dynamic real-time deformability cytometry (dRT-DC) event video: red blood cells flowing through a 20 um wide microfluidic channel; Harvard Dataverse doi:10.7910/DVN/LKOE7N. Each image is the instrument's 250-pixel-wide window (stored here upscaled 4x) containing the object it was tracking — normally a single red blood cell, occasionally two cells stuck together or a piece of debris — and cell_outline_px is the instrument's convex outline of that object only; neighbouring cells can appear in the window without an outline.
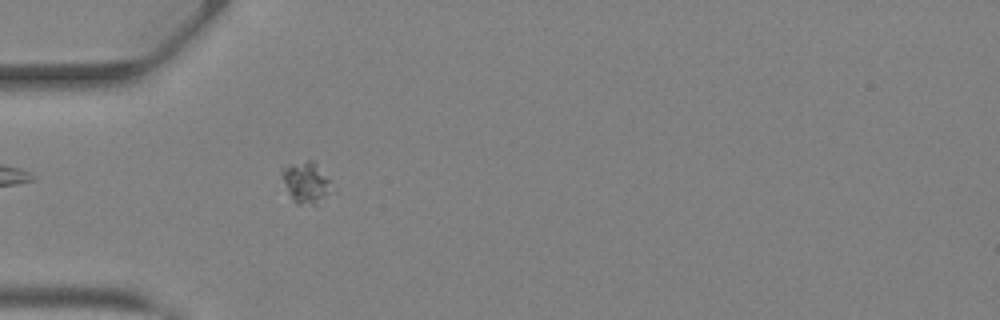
{"species": "Egyptian fruit bat (a non-hibernating species)", "species_latin": "Rousettus aegyptiacus", "temperature_condition": "warm", "stored_images_in_passage": 34, "camera_frame_rate_fps": 3000, "um_per_image_px": 0.085, "animal": {"sex": "female"}, "frame": {"image": 1, "passage_image": 5, "time_ms": 1.333, "image_size_px": [1000, 320], "cell_outline_px": [[336, 192], [316, 204], [296, 204], [292, 200], [280, 176], [280, 172], [284, 168], [292, 164], [308, 160], [312, 160], [316, 164], [328, 180]], "centroid_in_image_um": [26.03, 15.56], "position_along_channel_um": 59.0, "area_um2": 12.02}}
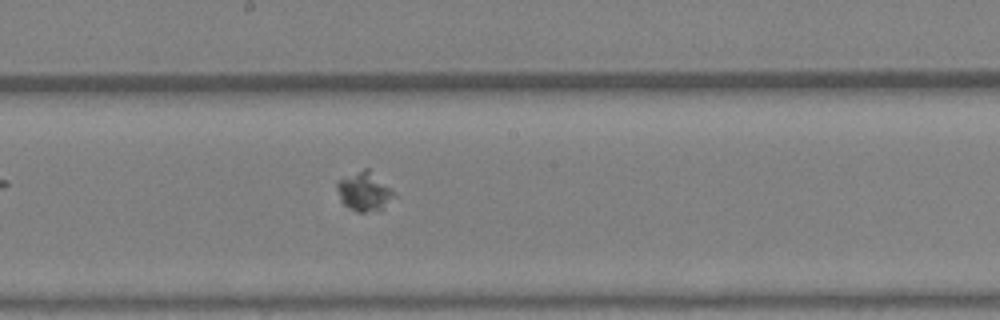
{"frame": {"image": 2, "passage_image": 15, "time_ms": 4.667, "image_size_px": [1000, 320], "cell_outline_px": [[396, 196], [376, 212], [356, 212], [348, 208], [340, 200], [336, 188], [336, 180], [364, 168], [368, 168], [396, 192]], "centroid_in_image_um": [30.95, 16.28], "position_along_channel_um": 217.3, "area_um2": 13.18}}
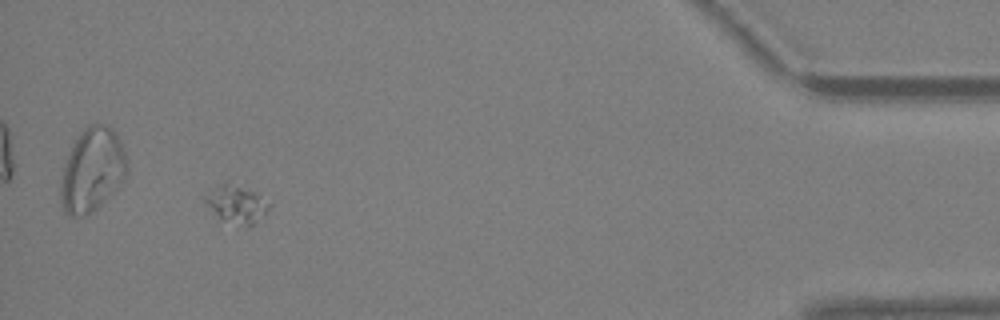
{"frame": {"image": 3, "passage_image": 31, "time_ms": 10.0, "image_size_px": [1000, 320], "cell_outline_px": [[272, 204], [256, 224], [248, 224], [220, 216], [200, 196], [220, 184], [228, 180], [256, 192]], "centroid_in_image_um": [20.13, 17.23], "position_along_channel_um": 415.1, "area_um2": 13.47}}